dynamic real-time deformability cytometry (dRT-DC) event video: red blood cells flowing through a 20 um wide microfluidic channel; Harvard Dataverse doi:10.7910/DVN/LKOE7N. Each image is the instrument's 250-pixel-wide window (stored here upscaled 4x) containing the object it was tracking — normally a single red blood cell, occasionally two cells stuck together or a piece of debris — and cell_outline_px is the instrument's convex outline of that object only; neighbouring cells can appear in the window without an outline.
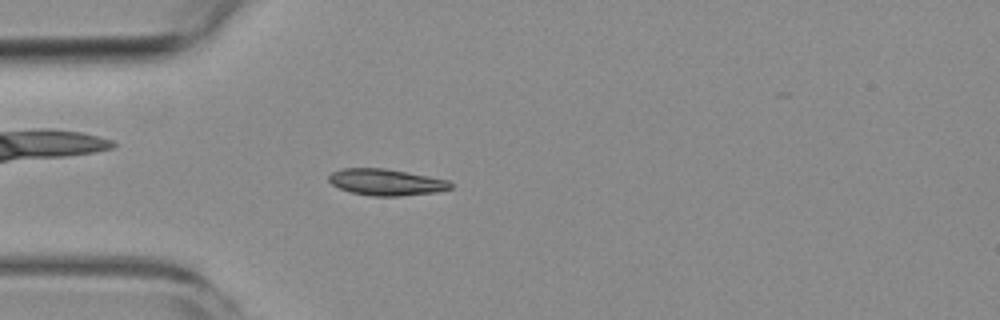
{"species": "common noctule bat (a hibernating species)", "species_latin": "Nyctalus noctula", "temperature_condition": "room temperature", "stored_images_in_passage": 4, "camera_frame_rate_fps": 3000, "um_per_image_px": 0.085, "animal": {"sex": "female", "body_mass_g": 19.3, "forearm_length_mm": 54.1}, "frame": {"image": 1, "passage_image": 4, "time_ms": 3.667, "image_size_px": [1000, 320], "cell_outline_px": [[452, 188], [436, 192], [400, 196], [372, 196], [352, 192], [340, 188], [332, 184], [328, 180], [328, 176], [332, 172], [344, 168], [384, 168], [428, 176], [448, 180], [452, 184]], "centroid_in_image_um": [32.82, 15.48], "position_along_channel_um": 52.2, "area_um2": 18.61}}